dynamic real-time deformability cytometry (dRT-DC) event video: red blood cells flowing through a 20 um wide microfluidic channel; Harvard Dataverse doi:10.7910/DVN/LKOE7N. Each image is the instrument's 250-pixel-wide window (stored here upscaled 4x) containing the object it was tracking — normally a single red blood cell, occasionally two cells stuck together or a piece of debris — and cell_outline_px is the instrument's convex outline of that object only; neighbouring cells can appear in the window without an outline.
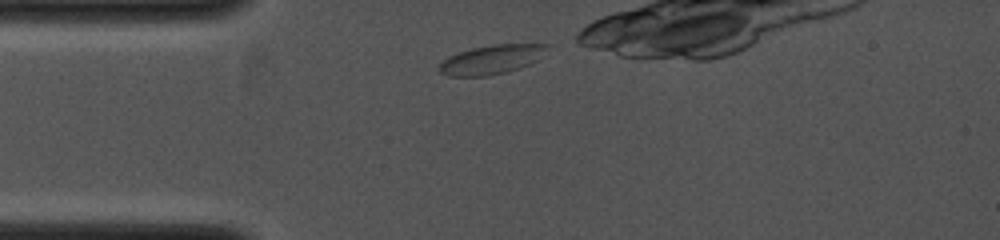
{"species": "common noctule bat (a hibernating species)", "species_latin": "Nyctalus noctula", "temperature_condition": "cold", "stored_images_in_passage": 2, "camera_frame_rate_fps": 4000, "um_per_image_px": 0.085, "animal": {"sex": "female", "body_mass_g": 19.0, "forearm_length_mm": 53.3}, "frame": {"image": 1, "passage_image": 1, "time_ms": 0.0, "image_size_px": [1000, 240], "cell_outline_px": [[552, 44], [536, 60], [520, 68], [508, 72], [488, 76], [448, 76], [440, 72], [436, 68], [448, 56], [472, 48], [492, 44]], "centroid_in_image_um": [41.76, 5.07], "position_along_channel_um": 43.2, "area_um2": 18.32}}